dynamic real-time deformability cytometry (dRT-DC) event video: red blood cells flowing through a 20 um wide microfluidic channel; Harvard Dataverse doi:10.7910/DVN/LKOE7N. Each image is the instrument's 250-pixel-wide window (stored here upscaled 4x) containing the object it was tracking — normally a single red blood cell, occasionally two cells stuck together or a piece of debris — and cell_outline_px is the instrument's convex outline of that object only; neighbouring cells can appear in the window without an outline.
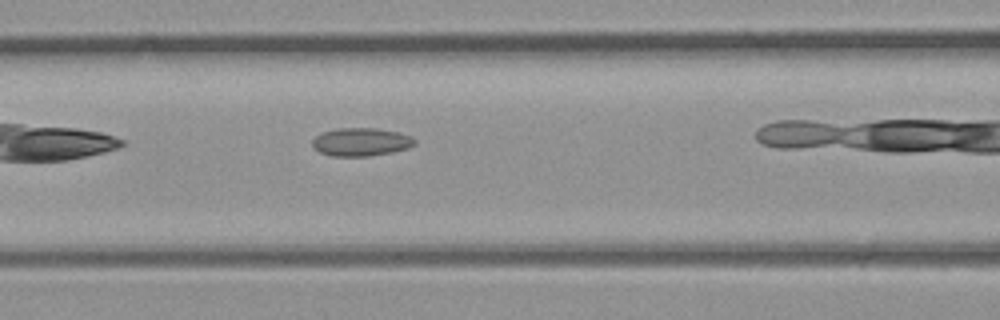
{"species": "common noctule bat (a hibernating species)", "species_latin": "Nyctalus noctula", "temperature_condition": "room temperature", "stored_images_in_passage": 9, "camera_frame_rate_fps": 3000, "um_per_image_px": 0.085, "animal": {"sex": "male", "body_mass_g": 23.1, "forearm_length_mm": 52.7}, "frame": {"image": 1, "passage_image": 6, "time_ms": 1.667, "image_size_px": [1000, 320], "cell_outline_px": [[416, 144], [408, 148], [392, 152], [368, 156], [332, 156], [320, 152], [312, 148], [312, 140], [316, 136], [324, 132], [336, 128], [376, 128], [396, 132], [412, 136], [416, 140]], "centroid_in_image_um": [30.68, 12.07], "position_along_channel_um": 135.9, "area_um2": 16.82}}
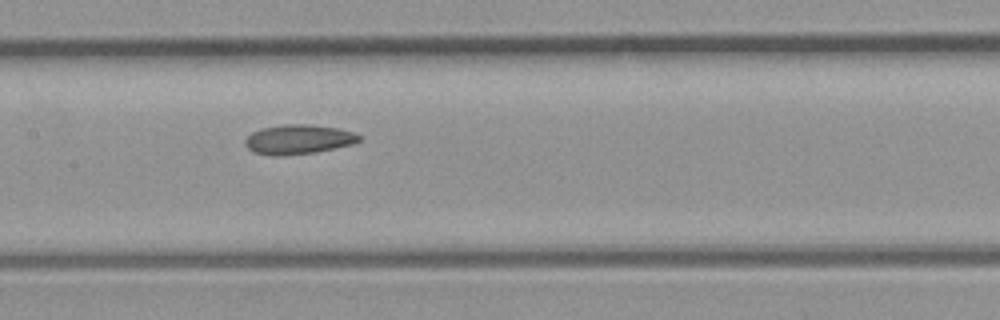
{"frame": {"image": 2, "passage_image": 8, "time_ms": 2.333, "image_size_px": [1000, 320], "cell_outline_px": [[360, 140], [352, 144], [316, 152], [276, 156], [272, 156], [256, 152], [248, 148], [244, 144], [244, 140], [252, 132], [260, 128], [284, 124], [304, 124], [336, 128], [352, 132], [360, 136]], "centroid_in_image_um": [25.32, 11.84], "position_along_channel_um": 182.1, "area_um2": 19.36}}
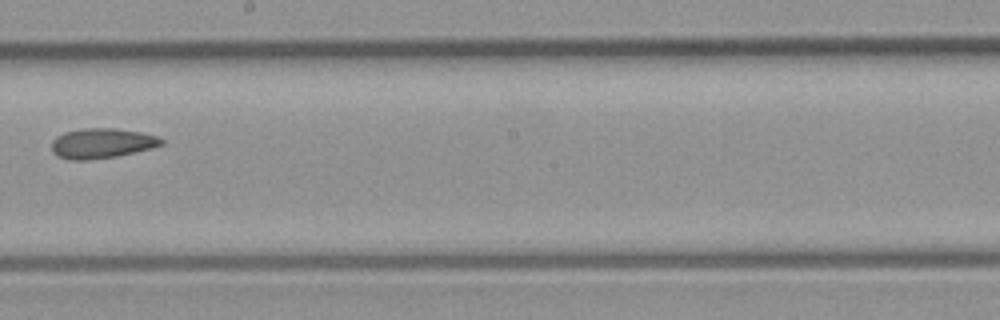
{"frame": {"image": 3, "passage_image": 9, "time_ms": 2.667, "image_size_px": [1000, 320], "cell_outline_px": [[164, 144], [152, 148], [116, 156], [88, 160], [68, 160], [56, 156], [52, 152], [52, 140], [56, 136], [64, 132], [84, 128], [116, 128], [140, 132], [160, 136], [164, 140]], "centroid_in_image_um": [8.65, 12.18], "position_along_channel_um": 239.6, "area_um2": 19.42}}